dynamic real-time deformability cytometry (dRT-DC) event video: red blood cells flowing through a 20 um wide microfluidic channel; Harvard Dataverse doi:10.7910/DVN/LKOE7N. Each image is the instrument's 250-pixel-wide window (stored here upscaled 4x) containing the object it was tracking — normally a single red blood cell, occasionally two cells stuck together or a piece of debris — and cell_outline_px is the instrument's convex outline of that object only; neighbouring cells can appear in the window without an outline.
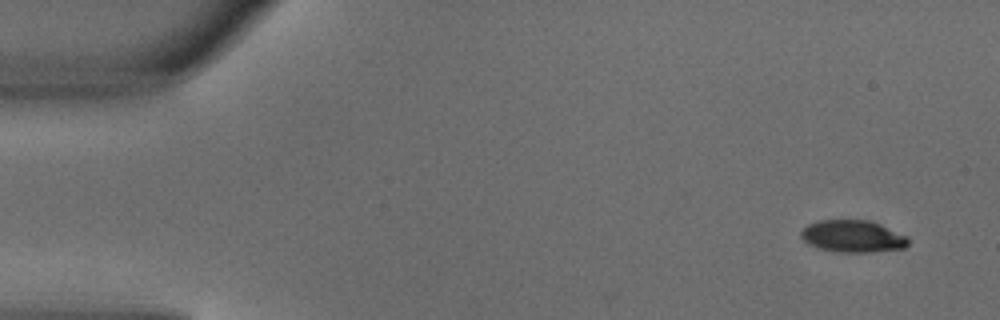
{"species": "common noctule bat (a hibernating species)", "species_latin": "Nyctalus noctula", "temperature_condition": "warm", "stored_images_in_passage": 3, "camera_frame_rate_fps": 3000, "um_per_image_px": 0.085, "animal": {"sex": "male", "body_mass_g": 18.8}, "frame": {"image": 1, "passage_image": 1, "time_ms": 0.0, "image_size_px": [1000, 320], "cell_outline_px": [[908, 244], [904, 248], [872, 252], [836, 252], [820, 248], [808, 244], [800, 236], [800, 232], [808, 224], [816, 220], [868, 220], [880, 224], [908, 236]], "centroid_in_image_um": [72.48, 20.08], "position_along_channel_um": 12.5, "area_um2": 20.11}}
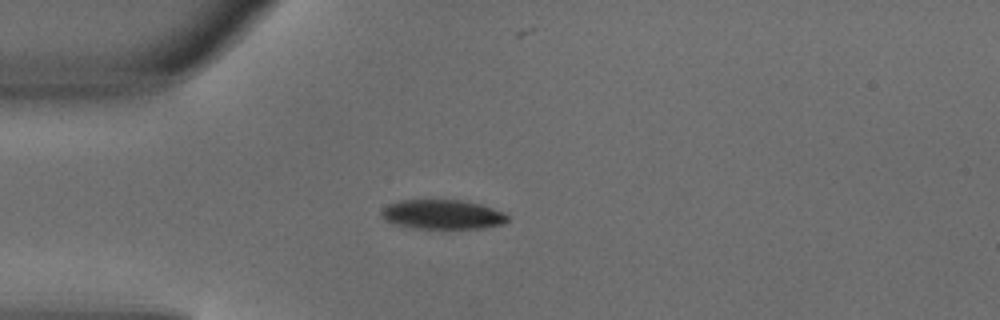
{"frame": {"image": 2, "passage_image": 3, "time_ms": 0.667, "image_size_px": [1000, 320], "cell_outline_px": [[508, 220], [500, 224], [484, 228], [416, 228], [384, 220], [380, 216], [380, 212], [388, 204], [400, 200], [460, 200], [480, 204], [504, 212], [508, 216]], "centroid_in_image_um": [37.6, 18.22], "position_along_channel_um": 47.4, "area_um2": 21.39}}